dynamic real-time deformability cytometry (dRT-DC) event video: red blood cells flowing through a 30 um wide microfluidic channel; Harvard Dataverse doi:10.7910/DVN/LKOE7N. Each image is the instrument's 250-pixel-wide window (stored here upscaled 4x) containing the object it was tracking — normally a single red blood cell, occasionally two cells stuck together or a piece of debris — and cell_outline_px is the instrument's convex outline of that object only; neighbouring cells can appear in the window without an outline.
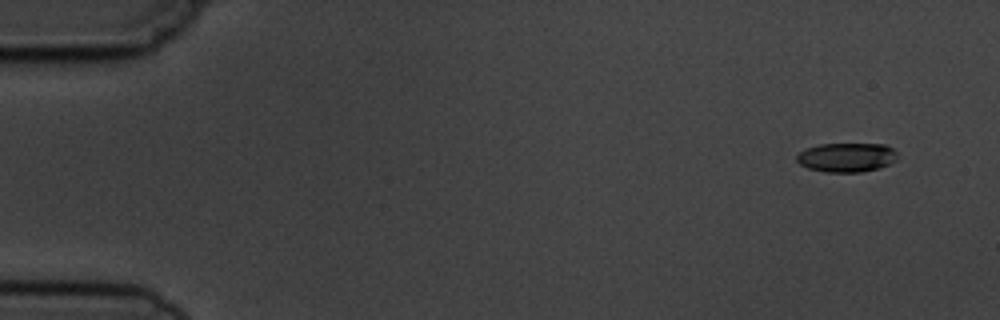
{"species": "common noctule bat (a hibernating species)", "species_latin": "Nyctalus noctula", "temperature_condition": "cold", "stored_images_in_passage": 5, "camera_frame_rate_fps": 3000, "um_per_image_px": 0.085, "animal": {"sex": "male", "body_mass_g": 19.5, "forearm_length_mm": 54.6}, "frame": {"image": 1, "passage_image": 1, "time_ms": 0.0, "image_size_px": [1000, 320], "cell_outline_px": [[896, 160], [880, 168], [860, 172], [824, 172], [808, 168], [800, 164], [796, 160], [796, 156], [804, 148], [820, 144], [884, 144], [892, 148], [896, 152]], "centroid_in_image_um": [71.93, 13.37], "position_along_channel_um": 13.1, "area_um2": 17.17}}
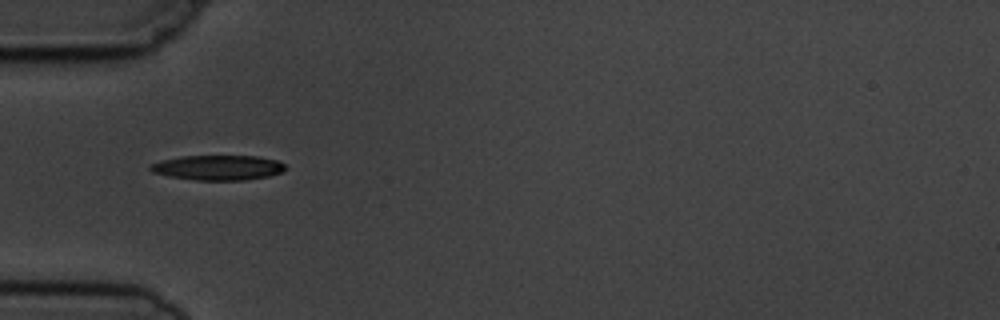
{"frame": {"image": 2, "passage_image": 5, "time_ms": 4.667, "image_size_px": [1000, 320], "cell_outline_px": [[288, 168], [280, 172], [268, 176], [244, 180], [196, 180], [168, 176], [152, 172], [148, 168], [148, 164], [160, 160], [180, 156], [256, 156], [276, 160], [284, 164]], "centroid_in_image_um": [18.47, 14.24], "position_along_channel_um": 66.5, "area_um2": 19.71}}